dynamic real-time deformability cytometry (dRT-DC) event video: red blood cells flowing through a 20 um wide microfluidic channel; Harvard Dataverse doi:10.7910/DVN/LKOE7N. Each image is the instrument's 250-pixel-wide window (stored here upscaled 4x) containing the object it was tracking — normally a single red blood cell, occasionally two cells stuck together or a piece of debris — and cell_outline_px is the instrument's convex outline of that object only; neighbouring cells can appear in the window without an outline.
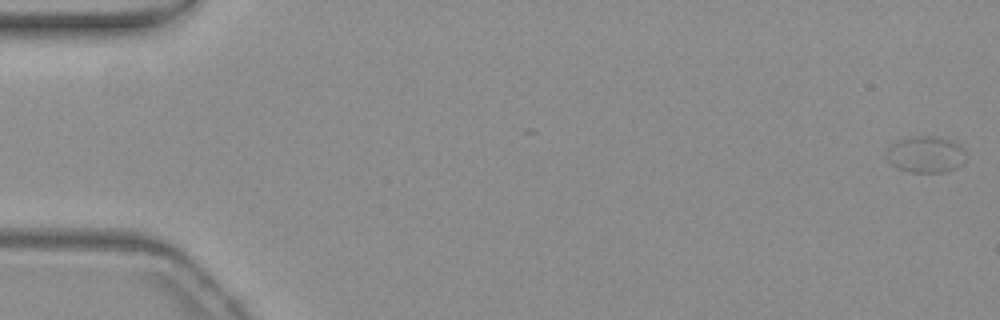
{"species": "common noctule bat (a hibernating species)", "species_latin": "Nyctalus noctula", "temperature_condition": "warm", "stored_images_in_passage": 57, "camera_frame_rate_fps": 3000, "um_per_image_px": 0.085, "animal": {"sex": "female", "body_mass_g": 19.3, "forearm_length_mm": 54.1}, "frame": {"image": 1, "passage_image": 1, "time_ms": 0.0, "image_size_px": [1000, 320], "cell_outline_px": [[964, 164], [956, 168], [944, 172], [908, 172], [896, 168], [888, 164], [884, 156], [888, 148], [896, 140], [908, 136], [936, 136], [948, 140], [956, 144], [964, 152]], "centroid_in_image_um": [78.59, 13.14], "position_along_channel_um": 6.4, "area_um2": 17.11}}
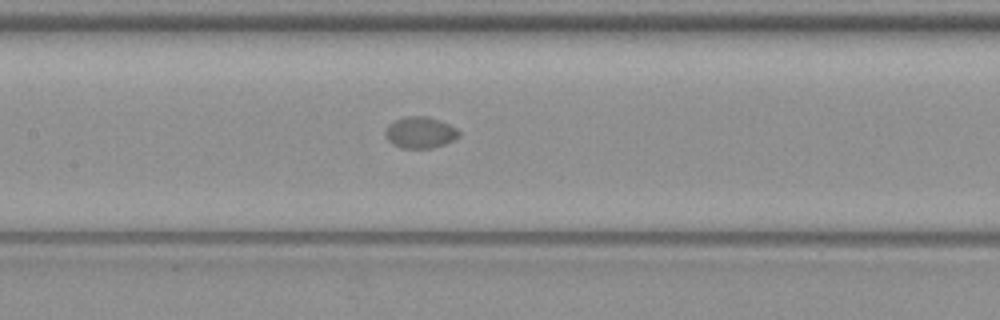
{"frame": {"image": 2, "passage_image": 27, "time_ms": 8.667, "image_size_px": [1000, 320], "cell_outline_px": [[460, 136], [444, 144], [432, 148], [400, 148], [392, 144], [384, 136], [384, 132], [388, 124], [404, 116], [428, 116], [440, 120], [456, 128], [460, 132]], "centroid_in_image_um": [35.69, 11.26], "position_along_channel_um": 171.7, "area_um2": 13.58}}
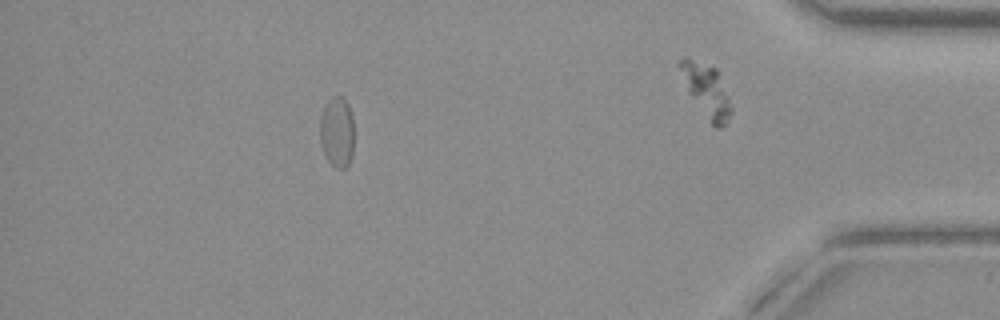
{"frame": {"image": 3, "passage_image": 50, "time_ms": 16.333, "image_size_px": [1000, 320], "cell_outline_px": [[352, 156], [348, 164], [344, 168], [336, 168], [328, 160], [320, 144], [320, 116], [324, 104], [332, 96], [340, 96], [348, 104], [352, 116]], "centroid_in_image_um": [28.62, 11.2], "position_along_channel_um": 406.6, "area_um2": 13.93}}